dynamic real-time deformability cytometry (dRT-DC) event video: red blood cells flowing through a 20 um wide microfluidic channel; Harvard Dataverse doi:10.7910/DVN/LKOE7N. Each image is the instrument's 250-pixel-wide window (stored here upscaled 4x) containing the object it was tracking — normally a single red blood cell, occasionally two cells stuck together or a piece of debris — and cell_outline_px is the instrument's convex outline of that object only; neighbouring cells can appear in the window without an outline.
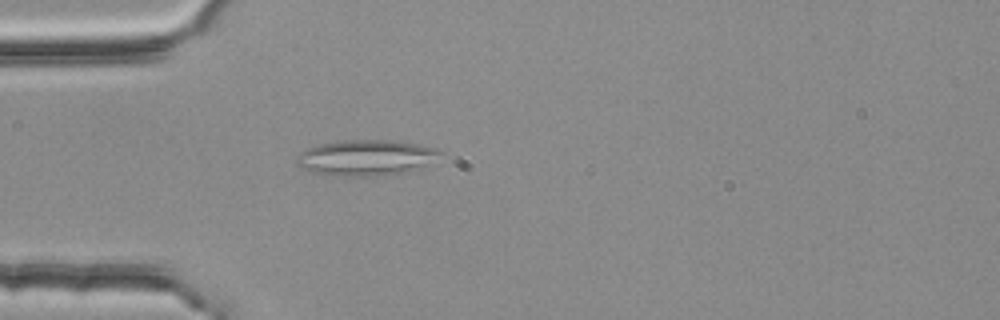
{"species": "common noctule bat (a hibernating species)", "species_latin": "Nyctalus noctula", "temperature_condition": "room temperature", "stored_images_in_passage": 3, "camera_frame_rate_fps": 3000, "um_per_image_px": 0.085, "animal": {"sex": "female", "body_mass_g": 25.1}, "frame": {"image": 1, "passage_image": 3, "time_ms": 0.667, "image_size_px": [1000, 320], "cell_outline_px": [[444, 152], [432, 164], [404, 172], [384, 176], [336, 176], [308, 172], [296, 164], [296, 160], [300, 152], [308, 148], [320, 144], [344, 140], [396, 140], [416, 144], [432, 148]], "centroid_in_image_um": [31.11, 13.42], "position_along_channel_um": 53.9, "area_um2": 30.17}}